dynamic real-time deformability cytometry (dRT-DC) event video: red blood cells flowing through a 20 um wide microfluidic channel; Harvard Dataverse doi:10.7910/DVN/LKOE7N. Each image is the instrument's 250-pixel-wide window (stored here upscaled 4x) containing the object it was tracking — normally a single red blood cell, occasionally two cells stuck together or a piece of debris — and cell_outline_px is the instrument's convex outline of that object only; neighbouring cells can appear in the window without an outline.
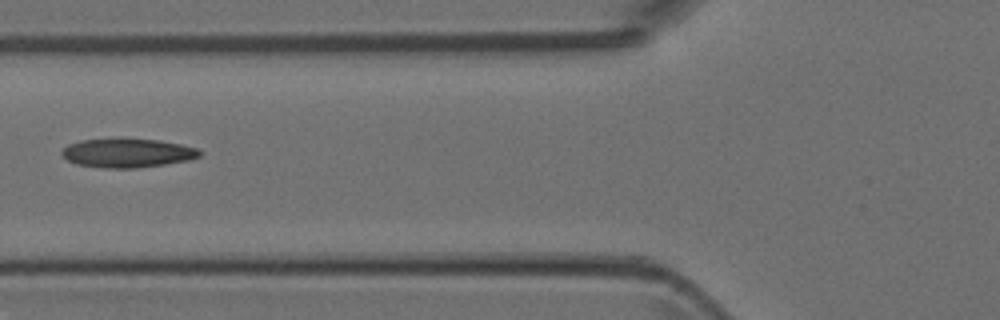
{"species": "Egyptian fruit bat (a non-hibernating species)", "species_latin": "Rousettus aegyptiacus", "temperature_condition": "room temperature", "stored_images_in_passage": 32, "camera_frame_rate_fps": 3000, "um_per_image_px": 0.085, "animal": {"sex": "female"}, "frame": {"image": 1, "passage_image": 2, "time_ms": 0.333, "image_size_px": [1000, 320], "cell_outline_px": [[204, 152], [200, 156], [188, 160], [164, 164], [136, 168], [104, 168], [76, 164], [68, 160], [60, 152], [68, 144], [80, 140], [160, 140], [180, 144], [196, 148]], "centroid_in_image_um": [10.85, 13.02], "position_along_channel_um": 115.0, "area_um2": 22.77}}
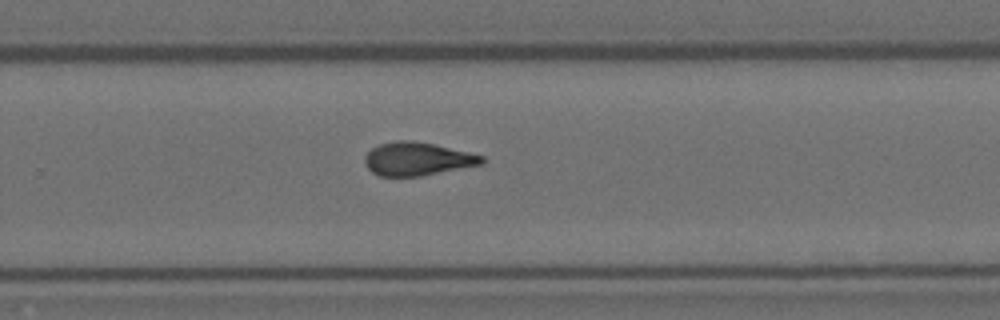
{"frame": {"image": 2, "passage_image": 15, "time_ms": 4.667, "image_size_px": [1000, 320], "cell_outline_px": [[484, 164], [420, 176], [380, 176], [372, 172], [368, 168], [364, 160], [364, 156], [372, 148], [380, 144], [400, 140], [408, 140], [432, 144], [468, 152], [484, 156]], "centroid_in_image_um": [35.47, 13.52], "position_along_channel_um": 294.3, "area_um2": 22.43}}
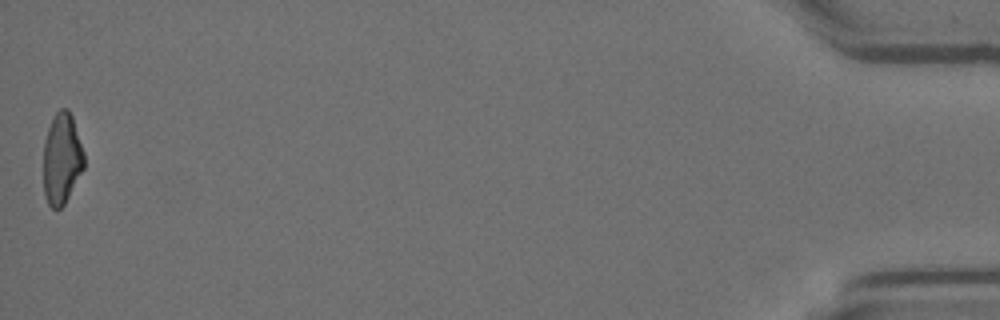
{"frame": {"image": 3, "passage_image": 32, "time_ms": 10.333, "image_size_px": [1000, 320], "cell_outline_px": [[84, 168], [64, 204], [60, 208], [52, 208], [48, 204], [44, 196], [44, 140], [48, 128], [56, 112], [60, 108], [68, 108], [72, 116], [84, 152]], "centroid_in_image_um": [5.25, 13.48], "position_along_channel_um": 429.9, "area_um2": 21.5}}